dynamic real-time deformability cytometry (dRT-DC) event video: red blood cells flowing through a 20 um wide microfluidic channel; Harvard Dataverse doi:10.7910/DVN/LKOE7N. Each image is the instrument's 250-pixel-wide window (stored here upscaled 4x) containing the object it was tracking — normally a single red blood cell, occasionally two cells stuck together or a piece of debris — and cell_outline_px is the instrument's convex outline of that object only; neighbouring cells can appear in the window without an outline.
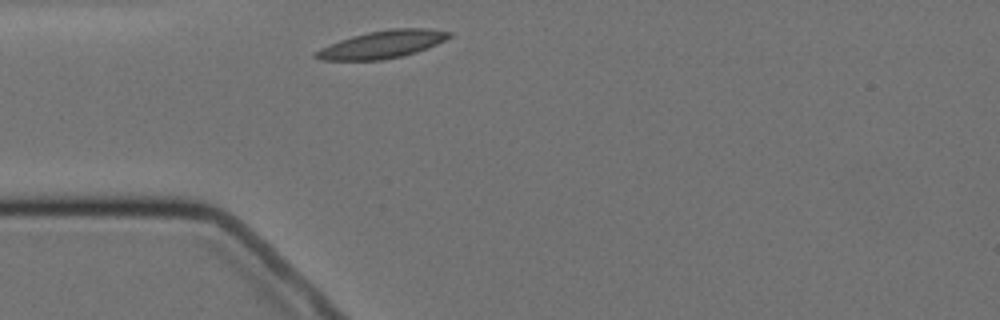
{"species": "Egyptian fruit bat (a non-hibernating species)", "species_latin": "Rousettus aegyptiacus", "temperature_condition": "cold", "stored_images_in_passage": 1, "camera_frame_rate_fps": 3000, "um_per_image_px": 0.085, "animal": {"sex": "female"}, "frame": {"image": 1, "passage_image": 1, "time_ms": 0.0, "image_size_px": [1000, 320], "cell_outline_px": [[452, 36], [428, 48], [404, 56], [380, 60], [320, 60], [312, 56], [320, 48], [340, 40], [352, 36], [368, 32], [392, 28], [428, 28], [452, 32]], "centroid_in_image_um": [32.51, 3.77], "position_along_channel_um": 52.5, "area_um2": 21.44}}